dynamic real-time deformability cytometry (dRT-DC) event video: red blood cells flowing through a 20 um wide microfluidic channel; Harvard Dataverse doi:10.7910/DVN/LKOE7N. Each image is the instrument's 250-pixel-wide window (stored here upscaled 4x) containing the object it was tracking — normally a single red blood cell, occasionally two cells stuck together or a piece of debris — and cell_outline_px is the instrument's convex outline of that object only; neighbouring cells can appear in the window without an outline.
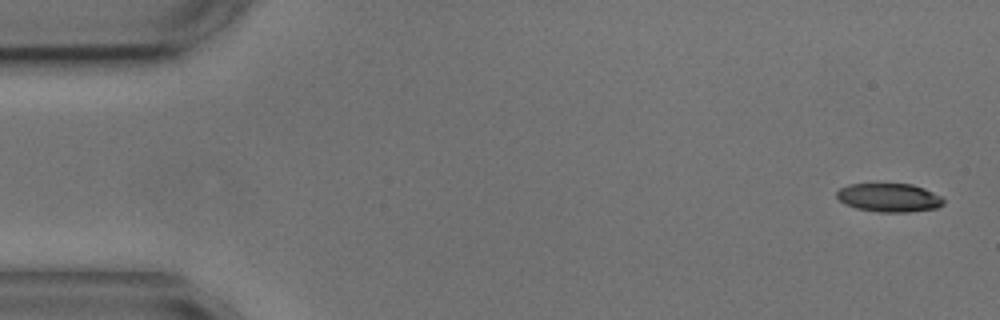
{"species": "common noctule bat (a hibernating species)", "species_latin": "Nyctalus noctula", "temperature_condition": "cold", "stored_images_in_passage": 4, "camera_frame_rate_fps": 3000, "um_per_image_px": 0.085, "animal": {"sex": "male", "body_mass_g": 17.9, "forearm_length_mm": 54.2}, "frame": {"image": 1, "passage_image": 1, "time_ms": 0.0, "image_size_px": [1000, 320], "cell_outline_px": [[944, 204], [936, 208], [908, 212], [876, 212], [856, 208], [844, 204], [836, 196], [836, 192], [840, 188], [848, 184], [912, 184], [924, 188], [940, 196], [944, 200]], "centroid_in_image_um": [75.55, 16.8], "position_along_channel_um": 9.4, "area_um2": 17.8}}
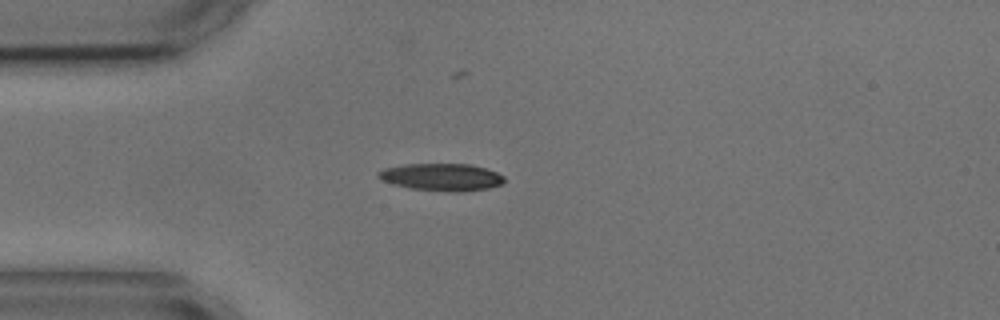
{"frame": {"image": 2, "passage_image": 4, "time_ms": 4.0, "image_size_px": [1000, 320], "cell_outline_px": [[504, 180], [500, 184], [488, 188], [456, 192], [412, 188], [392, 184], [380, 180], [376, 176], [376, 172], [384, 168], [404, 164], [472, 164], [496, 172], [504, 176]], "centroid_in_image_um": [37.48, 15.04], "position_along_channel_um": 47.5, "area_um2": 19.94}}